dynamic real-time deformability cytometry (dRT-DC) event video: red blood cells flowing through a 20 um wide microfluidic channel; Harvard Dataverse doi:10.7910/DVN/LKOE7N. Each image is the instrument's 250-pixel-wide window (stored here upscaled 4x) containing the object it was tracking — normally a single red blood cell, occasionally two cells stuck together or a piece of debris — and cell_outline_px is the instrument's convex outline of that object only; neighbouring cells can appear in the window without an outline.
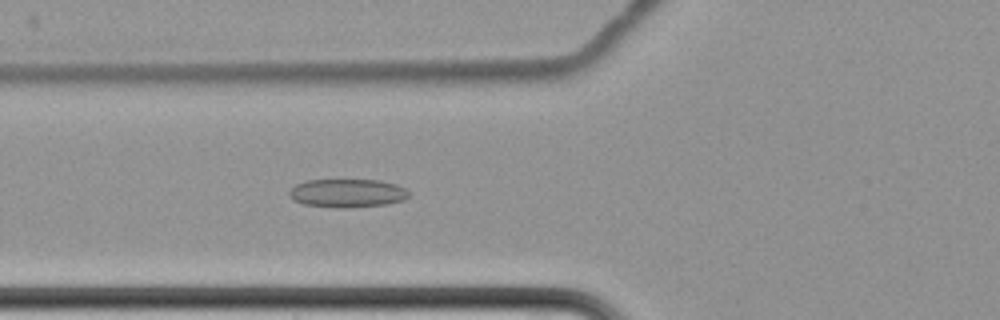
{"species": "common noctule bat (a hibernating species)", "species_latin": "Nyctalus noctula", "temperature_condition": "cold", "stored_images_in_passage": 3, "camera_frame_rate_fps": 3000, "um_per_image_px": 0.085, "animal": {"sex": "female", "body_mass_g": 22.7, "forearm_length_mm": 54.2}, "frame": {"image": 1, "passage_image": 3, "time_ms": 2.333, "image_size_px": [1000, 320], "cell_outline_px": [[408, 196], [404, 200], [388, 204], [344, 208], [340, 208], [304, 204], [292, 200], [288, 192], [296, 184], [304, 180], [380, 180], [396, 184], [404, 188], [408, 192]], "centroid_in_image_um": [29.51, 16.41], "position_along_channel_um": 96.3, "area_um2": 19.83}}